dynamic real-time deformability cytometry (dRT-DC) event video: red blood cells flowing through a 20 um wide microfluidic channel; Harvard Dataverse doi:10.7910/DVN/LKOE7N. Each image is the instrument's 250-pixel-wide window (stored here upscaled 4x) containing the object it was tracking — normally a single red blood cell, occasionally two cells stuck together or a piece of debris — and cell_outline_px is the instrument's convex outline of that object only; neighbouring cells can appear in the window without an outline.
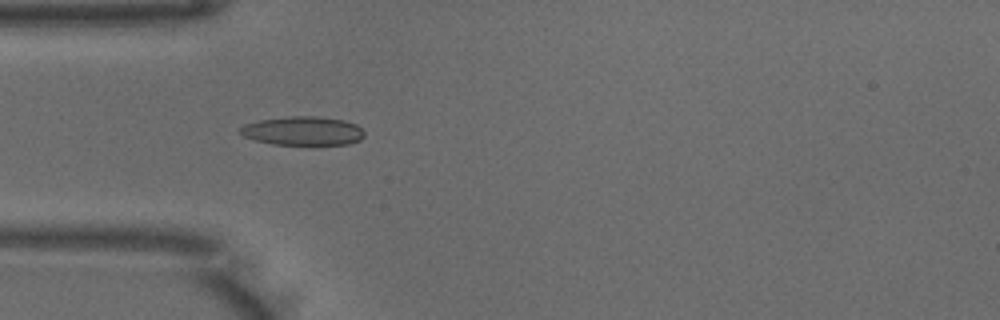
{"species": "common noctule bat (a hibernating species)", "species_latin": "Nyctalus noctula", "temperature_condition": "warm", "stored_images_in_passage": 48, "camera_frame_rate_fps": 3000, "um_per_image_px": 0.085, "animal": {"sex": "male", "body_mass_g": 18.8}, "frame": {"image": 1, "passage_image": 12, "time_ms": 3.667, "image_size_px": [1000, 320], "cell_outline_px": [[364, 136], [360, 140], [348, 144], [272, 144], [256, 140], [244, 136], [236, 128], [244, 124], [260, 120], [292, 116], [316, 116], [344, 120], [356, 124], [364, 132]], "centroid_in_image_um": [25.73, 11.12], "position_along_channel_um": 59.3, "area_um2": 20.75}}
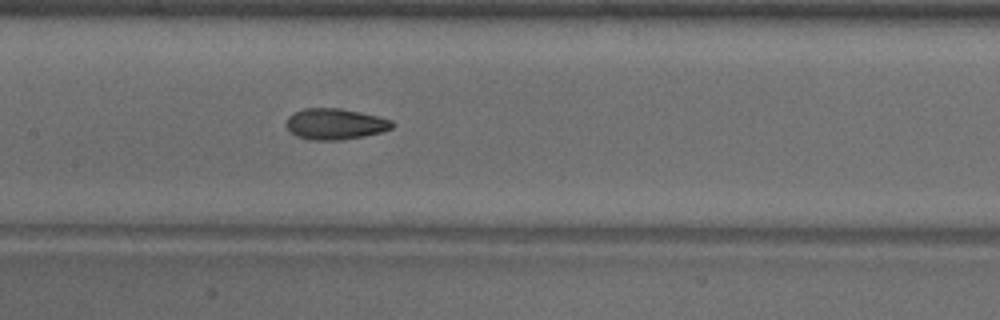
{"frame": {"image": 2, "passage_image": 21, "time_ms": 6.667, "image_size_px": [1000, 320], "cell_outline_px": [[396, 124], [392, 128], [384, 132], [364, 136], [340, 140], [312, 140], [296, 136], [284, 124], [288, 116], [292, 112], [304, 108], [340, 108], [360, 112], [392, 120]], "centroid_in_image_um": [28.48, 10.54], "position_along_channel_um": 178.9, "area_um2": 19.36}}
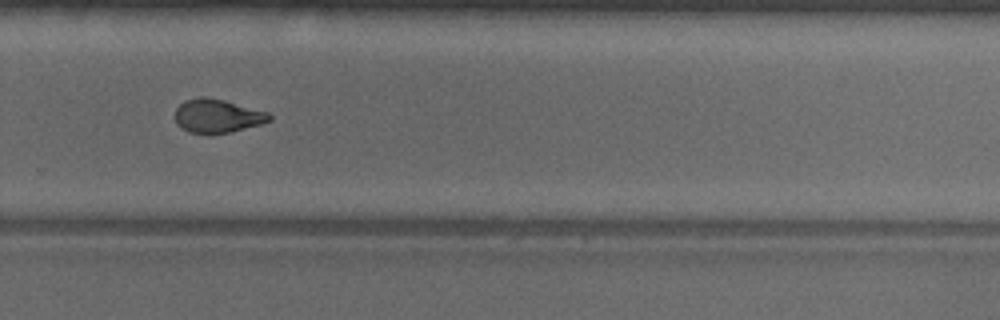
{"frame": {"image": 3, "passage_image": 31, "time_ms": 10.0, "image_size_px": [1000, 320], "cell_outline_px": [[272, 120], [260, 124], [228, 132], [188, 132], [180, 128], [176, 124], [176, 108], [184, 100], [200, 96], [204, 96], [224, 100], [268, 112], [272, 116]], "centroid_in_image_um": [18.46, 9.83], "position_along_channel_um": 311.3, "area_um2": 18.21}, "authors_computed_cell_mechanics": {"area_um2": 19.2474, "velocity_mm_per_s": 3.9909, "shape_relaxation_time_tau1_ms": 7.6036, "shape_relaxation_time_tau2_ms": 2.3664, "deformation_change_tau1": 0.2068, "deformation_change_tau2": 0.0883}}